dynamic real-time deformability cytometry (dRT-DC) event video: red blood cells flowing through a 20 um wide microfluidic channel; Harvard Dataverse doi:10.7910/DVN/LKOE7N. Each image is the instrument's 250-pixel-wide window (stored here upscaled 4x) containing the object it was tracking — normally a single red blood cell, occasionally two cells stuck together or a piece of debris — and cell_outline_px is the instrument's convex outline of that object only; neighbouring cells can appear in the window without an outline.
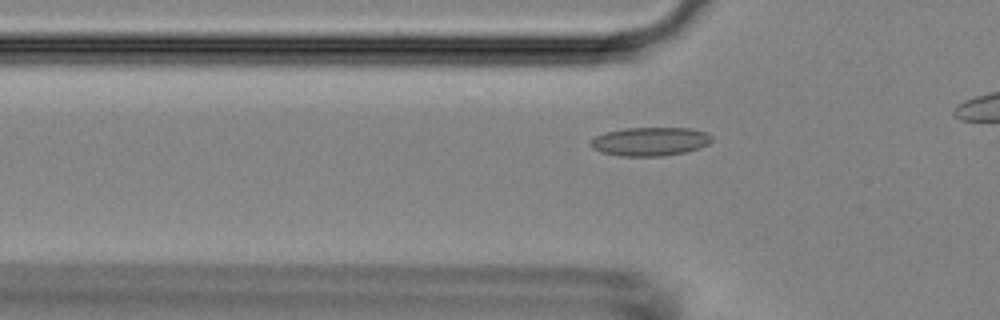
{"species": "Egyptian fruit bat (a non-hibernating species)", "species_latin": "Rousettus aegyptiacus", "temperature_condition": "room temperature", "stored_images_in_passage": 19, "camera_frame_rate_fps": 3000, "um_per_image_px": 0.085, "animal": {"sex": "female"}, "frame": {"image": 1, "passage_image": 6, "time_ms": 1.667, "image_size_px": [1000, 320], "cell_outline_px": [[712, 140], [708, 144], [700, 148], [684, 152], [660, 156], [620, 156], [600, 152], [592, 148], [588, 144], [596, 136], [604, 132], [624, 128], [688, 128], [704, 132], [712, 136]], "centroid_in_image_um": [55.22, 12.03], "position_along_channel_um": 70.6, "area_um2": 20.23}}
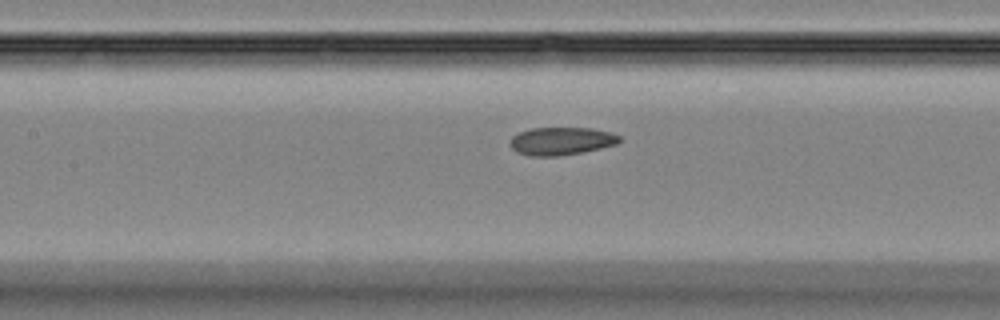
{"frame": {"image": 2, "passage_image": 13, "time_ms": 4.0, "image_size_px": [1000, 320], "cell_outline_px": [[620, 140], [616, 144], [600, 148], [560, 156], [528, 156], [516, 152], [508, 144], [512, 136], [520, 132], [532, 128], [592, 128], [612, 132], [620, 136]], "centroid_in_image_um": [47.68, 11.99], "position_along_channel_um": 159.7, "area_um2": 17.8}}
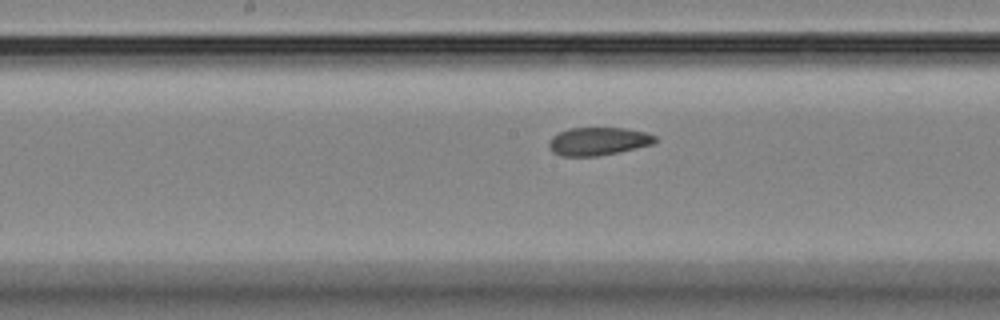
{"frame": {"image": 3, "passage_image": 16, "time_ms": 5.0, "image_size_px": [1000, 320], "cell_outline_px": [[660, 140], [652, 144], [616, 152], [596, 156], [560, 156], [552, 152], [548, 148], [548, 140], [552, 136], [568, 128], [624, 128], [644, 132], [656, 136]], "centroid_in_image_um": [50.8, 12.01], "position_along_channel_um": 197.4, "area_um2": 17.34}}